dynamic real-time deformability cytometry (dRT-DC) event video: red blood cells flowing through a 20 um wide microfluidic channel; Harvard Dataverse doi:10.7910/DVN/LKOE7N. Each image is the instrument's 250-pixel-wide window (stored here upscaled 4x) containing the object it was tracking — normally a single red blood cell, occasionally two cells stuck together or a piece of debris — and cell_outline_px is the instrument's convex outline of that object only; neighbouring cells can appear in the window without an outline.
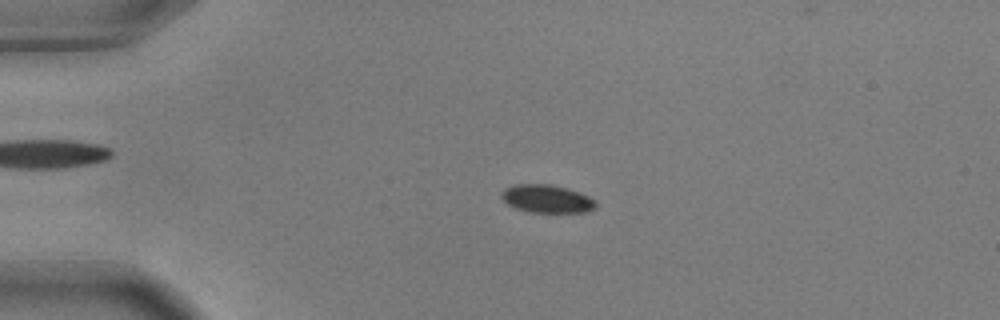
{"species": "common noctule bat (a hibernating species)", "species_latin": "Nyctalus noctula", "temperature_condition": "warm", "stored_images_in_passage": 15, "camera_frame_rate_fps": 3000, "um_per_image_px": 0.085, "animal": {"sex": "male", "body_mass_g": 17.9, "forearm_length_mm": 54.2}, "frame": {"image": 1, "passage_image": 10, "time_ms": 3.0, "image_size_px": [1000, 320], "cell_outline_px": [[596, 208], [588, 212], [528, 212], [516, 208], [508, 204], [500, 196], [500, 192], [504, 188], [516, 184], [548, 184], [568, 188], [588, 196], [596, 204]], "centroid_in_image_um": [46.45, 16.89], "position_along_channel_um": 38.5, "area_um2": 15.37}}